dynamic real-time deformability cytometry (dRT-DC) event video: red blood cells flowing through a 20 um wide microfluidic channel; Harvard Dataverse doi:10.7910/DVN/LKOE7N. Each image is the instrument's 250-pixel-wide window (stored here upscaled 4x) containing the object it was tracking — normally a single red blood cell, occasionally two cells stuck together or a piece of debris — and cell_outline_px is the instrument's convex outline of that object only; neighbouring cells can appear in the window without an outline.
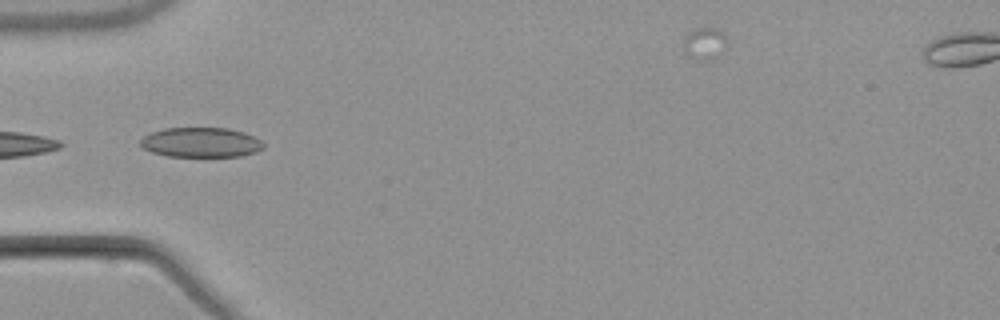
{"species": "common noctule bat (a hibernating species)", "species_latin": "Nyctalus noctula", "temperature_condition": "warm", "stored_images_in_passage": 7, "camera_frame_rate_fps": 3000, "um_per_image_px": 0.085, "animal": {"sex": "male", "body_mass_g": 21.5, "forearm_length_mm": 52.0}, "frame": {"image": 1, "passage_image": 4, "time_ms": 4.667, "image_size_px": [1000, 320], "cell_outline_px": [[264, 148], [256, 152], [240, 156], [168, 156], [152, 152], [144, 148], [140, 144], [140, 140], [144, 136], [152, 132], [164, 128], [228, 128], [244, 132], [260, 140], [264, 144]], "centroid_in_image_um": [17.09, 12.1], "position_along_channel_um": 67.9, "area_um2": 21.27}}
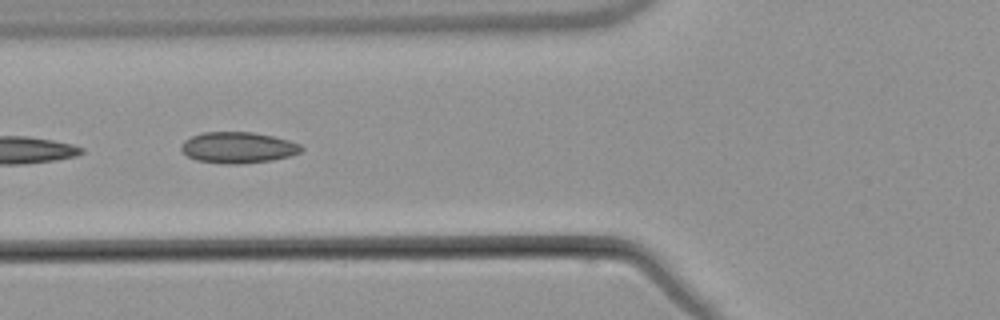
{"frame": {"image": 2, "passage_image": 5, "time_ms": 5.667, "image_size_px": [1000, 320], "cell_outline_px": [[304, 148], [300, 152], [288, 156], [272, 160], [240, 164], [224, 164], [196, 160], [188, 156], [180, 148], [184, 140], [192, 136], [204, 132], [252, 132], [272, 136], [288, 140], [300, 144]], "centroid_in_image_um": [20.22, 12.54], "position_along_channel_um": 105.6, "area_um2": 21.68}}
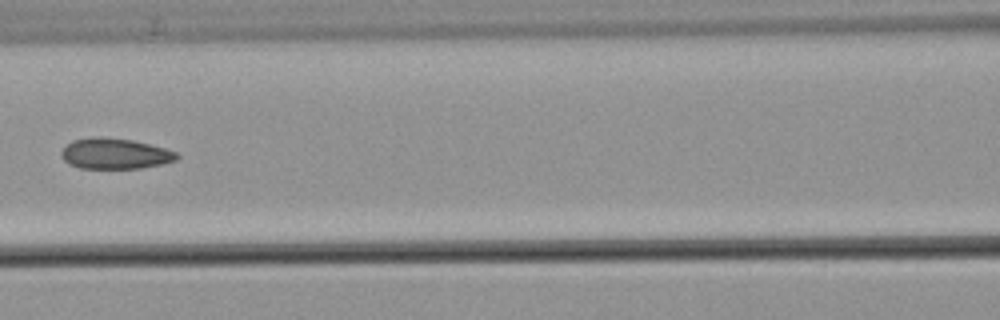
{"frame": {"image": 3, "passage_image": 6, "time_ms": 7.0, "image_size_px": [1000, 320], "cell_outline_px": [[180, 156], [176, 160], [160, 164], [140, 168], [80, 168], [64, 160], [60, 156], [60, 152], [72, 140], [92, 136], [100, 136], [132, 140], [164, 148], [176, 152]], "centroid_in_image_um": [9.75, 13.05], "position_along_channel_um": 156.9, "area_um2": 20.52}}